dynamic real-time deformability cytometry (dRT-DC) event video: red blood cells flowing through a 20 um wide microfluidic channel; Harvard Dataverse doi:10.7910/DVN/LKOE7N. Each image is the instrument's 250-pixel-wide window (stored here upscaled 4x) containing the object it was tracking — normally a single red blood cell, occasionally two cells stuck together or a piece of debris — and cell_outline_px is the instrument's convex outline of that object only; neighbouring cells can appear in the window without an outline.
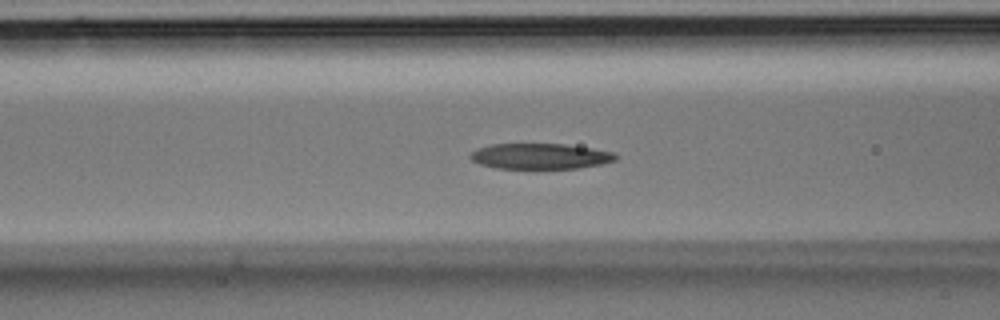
{"species": "Egyptian fruit bat (a non-hibernating species)", "species_latin": "Rousettus aegyptiacus", "temperature_condition": "room temperature", "stored_images_in_passage": 35, "segment_of_instrument_passage": [1, 2], "camera_frame_rate_fps": 3000, "um_per_image_px": 0.085, "animal": {"sex": "male"}, "frame": {"image": 1, "passage_image": 12, "time_ms": 3.667, "image_size_px": [1000, 320], "cell_outline_px": [[616, 160], [604, 164], [576, 168], [496, 168], [480, 164], [472, 160], [468, 156], [476, 148], [492, 144], [568, 144], [616, 152]], "centroid_in_image_um": [45.94, 13.27], "position_along_channel_um": 120.7, "area_um2": 21.79}}
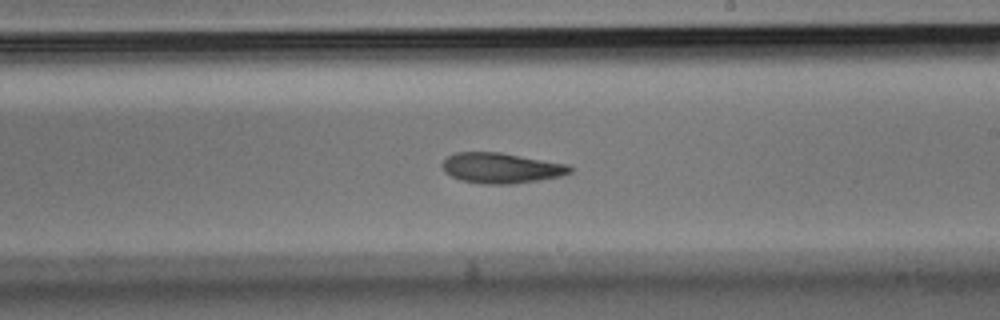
{"frame": {"image": 2, "passage_image": 19, "time_ms": 6.0, "image_size_px": [1000, 320], "cell_outline_px": [[572, 172], [560, 176], [512, 184], [484, 184], [460, 180], [444, 172], [440, 164], [448, 156], [456, 152], [500, 152], [568, 164], [572, 168]], "centroid_in_image_um": [42.57, 14.27], "position_along_channel_um": 246.4, "area_um2": 22.6}}
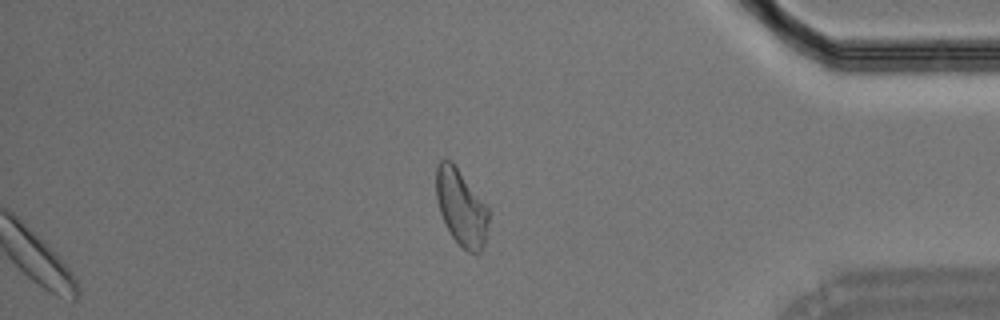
{"frame": {"image": 3, "passage_image": 29, "time_ms": 9.333, "image_size_px": [1000, 320], "cell_outline_px": [[488, 220], [484, 244], [480, 252], [468, 252], [452, 236], [440, 212], [436, 196], [436, 164], [444, 156], [452, 160], [488, 208]], "centroid_in_image_um": [39.17, 17.56], "position_along_channel_um": 396.0, "area_um2": 23.0}}